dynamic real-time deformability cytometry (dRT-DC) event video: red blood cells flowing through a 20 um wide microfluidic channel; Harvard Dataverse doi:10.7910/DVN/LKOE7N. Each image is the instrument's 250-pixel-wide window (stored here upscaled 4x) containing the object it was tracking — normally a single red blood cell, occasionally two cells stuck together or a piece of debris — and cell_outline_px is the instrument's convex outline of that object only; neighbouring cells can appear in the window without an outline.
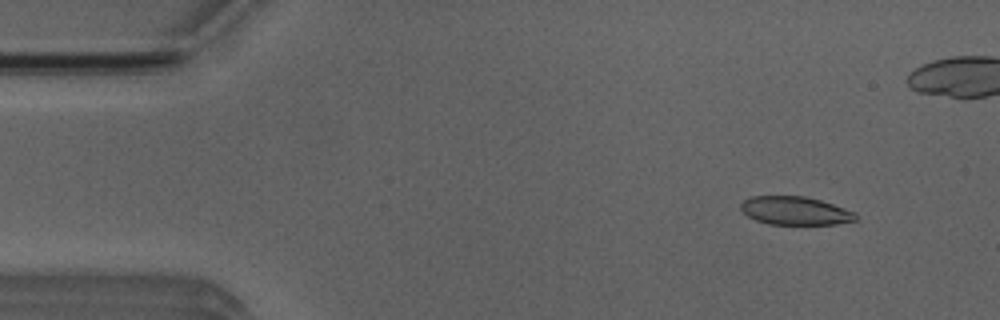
{"species": "Egyptian fruit bat (a non-hibernating species)", "species_latin": "Rousettus aegyptiacus", "temperature_condition": "room temperature", "stored_images_in_passage": 6, "camera_frame_rate_fps": 3000, "um_per_image_px": 0.085, "animal": {"sex": "male"}, "frame": {"image": 1, "passage_image": 2, "time_ms": 1.333, "image_size_px": [1000, 320], "cell_outline_px": [[856, 220], [836, 224], [768, 224], [756, 220], [748, 216], [740, 208], [740, 204], [744, 200], [752, 196], [804, 196], [820, 200], [856, 212]], "centroid_in_image_um": [67.58, 17.91], "position_along_channel_um": 17.4, "area_um2": 18.84}}